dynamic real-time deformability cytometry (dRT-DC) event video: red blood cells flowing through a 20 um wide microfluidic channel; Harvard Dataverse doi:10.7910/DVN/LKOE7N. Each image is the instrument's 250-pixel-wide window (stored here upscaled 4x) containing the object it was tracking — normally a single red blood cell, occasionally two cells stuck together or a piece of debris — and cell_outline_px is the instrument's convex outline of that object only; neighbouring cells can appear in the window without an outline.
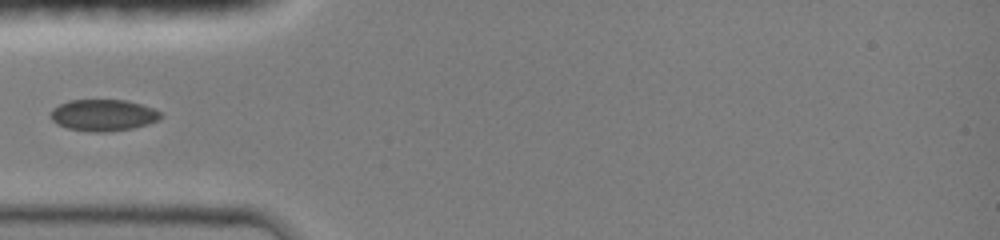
{"species": "common noctule bat (a hibernating species)", "species_latin": "Nyctalus noctula", "temperature_condition": "room temperature", "stored_images_in_passage": 18, "camera_frame_rate_fps": 3000, "um_per_image_px": 0.085, "animal": {"sex": "female", "body_mass_g": 19.0, "forearm_length_mm": 51.5}, "frame": {"image": 1, "passage_image": 1, "time_ms": 0.0, "image_size_px": [1000, 240], "cell_outline_px": [[164, 116], [148, 124], [132, 128], [104, 132], [96, 132], [68, 128], [56, 124], [48, 116], [52, 108], [60, 104], [72, 100], [124, 100], [140, 104], [152, 108], [160, 112]], "centroid_in_image_um": [8.74, 9.79], "position_along_channel_um": 76.3, "area_um2": 20.11}}
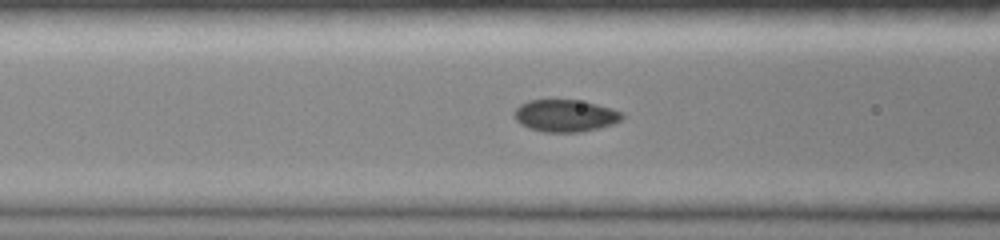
{"frame": {"image": 2, "passage_image": 6, "time_ms": 1.0, "image_size_px": [1000, 240], "cell_outline_px": [[624, 116], [620, 120], [612, 124], [580, 132], [544, 132], [528, 128], [520, 124], [516, 120], [516, 108], [520, 104], [528, 100], [576, 100], [596, 104], [612, 108], [620, 112]], "centroid_in_image_um": [48.02, 9.83], "position_along_channel_um": 118.6, "area_um2": 19.94}}
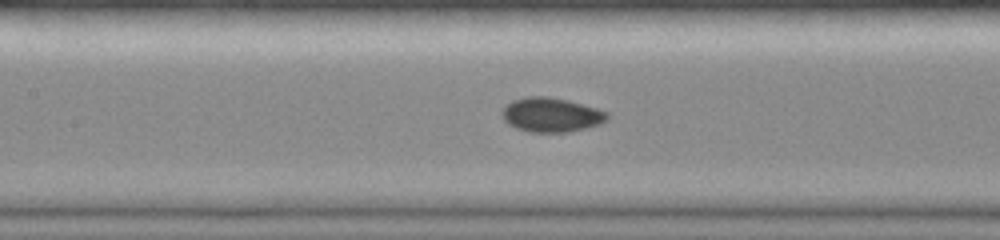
{"frame": {"image": 3, "passage_image": 13, "time_ms": 2.0, "image_size_px": [1000, 240], "cell_outline_px": [[608, 116], [600, 124], [568, 132], [528, 132], [516, 128], [508, 124], [504, 120], [504, 104], [512, 100], [528, 96], [548, 96], [596, 108], [608, 112]], "centroid_in_image_um": [46.81, 9.76], "position_along_channel_um": 160.6, "area_um2": 20.75}}